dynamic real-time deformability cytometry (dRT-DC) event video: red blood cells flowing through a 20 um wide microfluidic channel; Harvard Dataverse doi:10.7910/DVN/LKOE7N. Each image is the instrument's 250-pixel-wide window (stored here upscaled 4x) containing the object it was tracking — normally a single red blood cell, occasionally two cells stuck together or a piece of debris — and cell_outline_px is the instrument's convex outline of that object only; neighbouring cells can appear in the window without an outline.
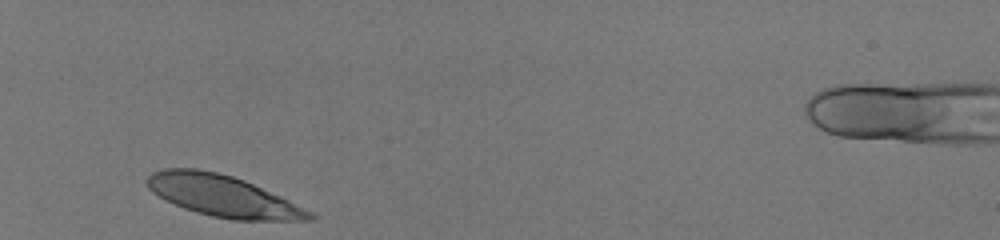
{"species": "human", "species_latin": "Homo sapiens", "temperature_condition": "room temperature", "stored_images_in_passage": 29, "camera_frame_rate_fps": 3000, "um_per_image_px": 0.085, "donor": {"sex": "male"}, "frame": {"image": 1, "passage_image": 1, "time_ms": 0.0, "image_size_px": [1000, 240], "cell_outline_px": [[316, 216], [312, 220], [232, 220], [212, 216], [196, 212], [184, 208], [152, 192], [148, 188], [144, 180], [152, 172], [164, 168], [196, 168], [216, 172], [232, 176], [244, 180], [288, 200], [312, 212]], "centroid_in_image_um": [18.91, 16.65], "position_along_channel_um": 66.1, "area_um2": 38.78}}
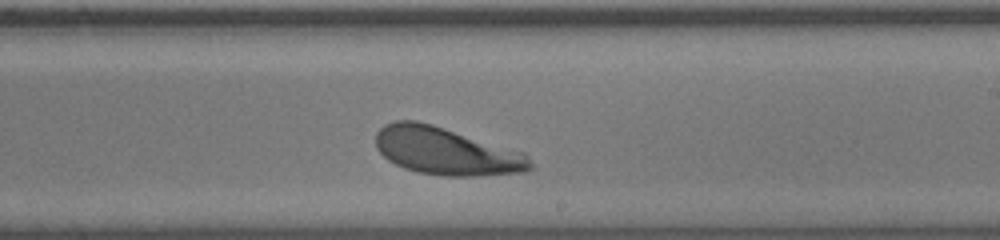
{"frame": {"image": 2, "passage_image": 17, "time_ms": 5.333, "image_size_px": [1000, 240], "cell_outline_px": [[536, 168], [528, 172], [476, 176], [440, 176], [416, 172], [404, 168], [388, 160], [376, 148], [376, 132], [384, 124], [392, 120], [416, 120], [432, 124], [524, 152], [528, 156]], "centroid_in_image_um": [37.95, 12.86], "position_along_channel_um": 251.1, "area_um2": 43.29}}
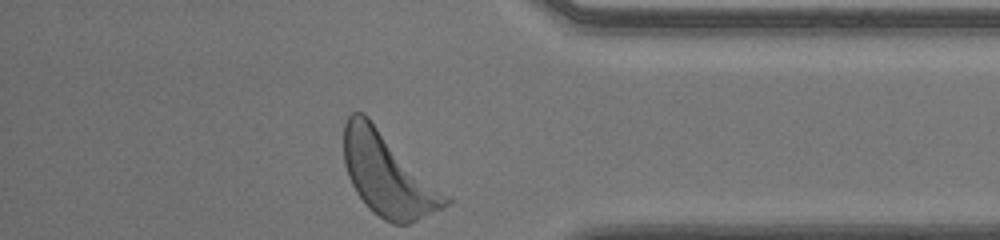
{"frame": {"image": 3, "passage_image": 29, "time_ms": 9.333, "image_size_px": [1000, 240], "cell_outline_px": [[452, 200], [448, 204], [408, 224], [392, 224], [384, 220], [372, 212], [368, 208], [356, 192], [348, 176], [344, 164], [344, 124], [348, 116], [352, 112], [364, 112], [452, 196]], "centroid_in_image_um": [32.99, 14.81], "position_along_channel_um": 402.2, "area_um2": 49.71}, "authors_computed_cell_mechanics": {"area_um2": 42.7142, "velocity_mm_per_s": 3.9558, "shape_relaxation_time_tau1_ms": 1.188, "shape_relaxation_time_tau2_ms": null, "deformation_change_tau1": 0.0997, "deformation_change_tau2": null}}